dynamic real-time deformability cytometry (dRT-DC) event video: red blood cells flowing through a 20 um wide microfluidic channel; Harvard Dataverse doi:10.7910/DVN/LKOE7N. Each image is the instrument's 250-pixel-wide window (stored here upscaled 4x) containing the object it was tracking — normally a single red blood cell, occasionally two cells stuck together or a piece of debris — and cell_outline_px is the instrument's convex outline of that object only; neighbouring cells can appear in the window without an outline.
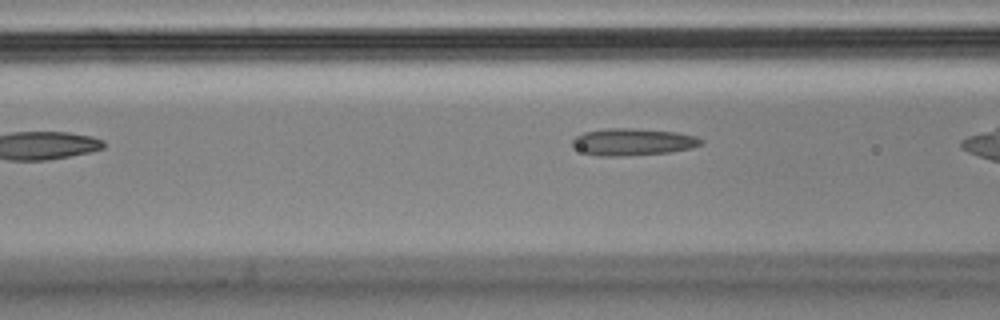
{"species": "Egyptian fruit bat (a non-hibernating species)", "species_latin": "Rousettus aegyptiacus", "temperature_condition": "cold", "stored_images_in_passage": 4, "camera_frame_rate_fps": 3000, "um_per_image_px": 0.085, "animal": {"sex": "male"}, "frame": {"image": 1, "passage_image": 4, "time_ms": 1.0, "image_size_px": [1000, 320], "cell_outline_px": [[704, 144], [692, 148], [668, 152], [624, 156], [596, 156], [584, 152], [576, 148], [572, 144], [572, 140], [576, 136], [584, 132], [608, 128], [632, 128], [676, 132], [696, 136], [704, 140]], "centroid_in_image_um": [53.82, 12.06], "position_along_channel_um": 112.8, "area_um2": 20.29}}